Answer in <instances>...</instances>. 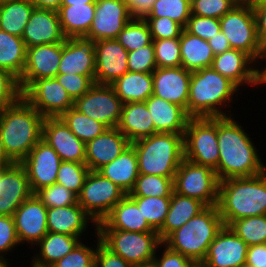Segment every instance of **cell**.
Returning a JSON list of instances; mask_svg holds the SVG:
<instances>
[{"mask_svg":"<svg viewBox=\"0 0 266 267\" xmlns=\"http://www.w3.org/2000/svg\"><path fill=\"white\" fill-rule=\"evenodd\" d=\"M219 161L215 170L219 181L252 177L266 171L258 149L234 117H217Z\"/></svg>","mask_w":266,"mask_h":267,"instance_id":"1","label":"cell"},{"mask_svg":"<svg viewBox=\"0 0 266 267\" xmlns=\"http://www.w3.org/2000/svg\"><path fill=\"white\" fill-rule=\"evenodd\" d=\"M44 120L22 96L0 110L4 151L14 163H20L42 139Z\"/></svg>","mask_w":266,"mask_h":267,"instance_id":"2","label":"cell"},{"mask_svg":"<svg viewBox=\"0 0 266 267\" xmlns=\"http://www.w3.org/2000/svg\"><path fill=\"white\" fill-rule=\"evenodd\" d=\"M217 207L223 224L266 214V171L220 181Z\"/></svg>","mask_w":266,"mask_h":267,"instance_id":"3","label":"cell"},{"mask_svg":"<svg viewBox=\"0 0 266 267\" xmlns=\"http://www.w3.org/2000/svg\"><path fill=\"white\" fill-rule=\"evenodd\" d=\"M239 90L234 82L212 67L194 71L189 83L187 114L191 118L231 116V111L227 115L223 110L230 106Z\"/></svg>","mask_w":266,"mask_h":267,"instance_id":"4","label":"cell"},{"mask_svg":"<svg viewBox=\"0 0 266 267\" xmlns=\"http://www.w3.org/2000/svg\"><path fill=\"white\" fill-rule=\"evenodd\" d=\"M223 226L217 205L206 206L187 223L173 231L163 244L200 265L210 244Z\"/></svg>","mask_w":266,"mask_h":267,"instance_id":"5","label":"cell"},{"mask_svg":"<svg viewBox=\"0 0 266 267\" xmlns=\"http://www.w3.org/2000/svg\"><path fill=\"white\" fill-rule=\"evenodd\" d=\"M131 145L137 154L139 174L174 178L184 160L182 134L155 133Z\"/></svg>","mask_w":266,"mask_h":267,"instance_id":"6","label":"cell"},{"mask_svg":"<svg viewBox=\"0 0 266 267\" xmlns=\"http://www.w3.org/2000/svg\"><path fill=\"white\" fill-rule=\"evenodd\" d=\"M97 233L108 249L134 267L151 265L158 248L163 247L158 232L97 229Z\"/></svg>","mask_w":266,"mask_h":267,"instance_id":"7","label":"cell"},{"mask_svg":"<svg viewBox=\"0 0 266 267\" xmlns=\"http://www.w3.org/2000/svg\"><path fill=\"white\" fill-rule=\"evenodd\" d=\"M219 20L221 31L228 39L231 49L244 51L259 63L263 45L257 36L256 19L251 1L241 0Z\"/></svg>","mask_w":266,"mask_h":267,"instance_id":"8","label":"cell"},{"mask_svg":"<svg viewBox=\"0 0 266 267\" xmlns=\"http://www.w3.org/2000/svg\"><path fill=\"white\" fill-rule=\"evenodd\" d=\"M183 138L184 159L215 171L219 161L217 117L190 118Z\"/></svg>","mask_w":266,"mask_h":267,"instance_id":"9","label":"cell"},{"mask_svg":"<svg viewBox=\"0 0 266 267\" xmlns=\"http://www.w3.org/2000/svg\"><path fill=\"white\" fill-rule=\"evenodd\" d=\"M219 183L213 169L184 159L175 174L173 188L176 193L197 199L205 206H215Z\"/></svg>","mask_w":266,"mask_h":267,"instance_id":"10","label":"cell"},{"mask_svg":"<svg viewBox=\"0 0 266 267\" xmlns=\"http://www.w3.org/2000/svg\"><path fill=\"white\" fill-rule=\"evenodd\" d=\"M127 194L98 171H90L78 194V204L98 224Z\"/></svg>","mask_w":266,"mask_h":267,"instance_id":"11","label":"cell"},{"mask_svg":"<svg viewBox=\"0 0 266 267\" xmlns=\"http://www.w3.org/2000/svg\"><path fill=\"white\" fill-rule=\"evenodd\" d=\"M123 103L111 85L94 84L84 95L74 101V108L107 128L117 127Z\"/></svg>","mask_w":266,"mask_h":267,"instance_id":"12","label":"cell"},{"mask_svg":"<svg viewBox=\"0 0 266 267\" xmlns=\"http://www.w3.org/2000/svg\"><path fill=\"white\" fill-rule=\"evenodd\" d=\"M22 97L43 117H60L74 101L55 77L34 81Z\"/></svg>","mask_w":266,"mask_h":267,"instance_id":"13","label":"cell"},{"mask_svg":"<svg viewBox=\"0 0 266 267\" xmlns=\"http://www.w3.org/2000/svg\"><path fill=\"white\" fill-rule=\"evenodd\" d=\"M61 162L57 152L43 139L31 149L20 164L26 171L33 194L56 183Z\"/></svg>","mask_w":266,"mask_h":267,"instance_id":"14","label":"cell"},{"mask_svg":"<svg viewBox=\"0 0 266 267\" xmlns=\"http://www.w3.org/2000/svg\"><path fill=\"white\" fill-rule=\"evenodd\" d=\"M95 7V18L84 36L95 42L116 39L133 18L125 0H96Z\"/></svg>","mask_w":266,"mask_h":267,"instance_id":"15","label":"cell"},{"mask_svg":"<svg viewBox=\"0 0 266 267\" xmlns=\"http://www.w3.org/2000/svg\"><path fill=\"white\" fill-rule=\"evenodd\" d=\"M61 55L62 42L27 48L24 71L18 79L21 92L23 93L38 79L55 77L59 69Z\"/></svg>","mask_w":266,"mask_h":267,"instance_id":"16","label":"cell"},{"mask_svg":"<svg viewBox=\"0 0 266 267\" xmlns=\"http://www.w3.org/2000/svg\"><path fill=\"white\" fill-rule=\"evenodd\" d=\"M248 245L229 226H223L210 244L203 267H245Z\"/></svg>","mask_w":266,"mask_h":267,"instance_id":"17","label":"cell"},{"mask_svg":"<svg viewBox=\"0 0 266 267\" xmlns=\"http://www.w3.org/2000/svg\"><path fill=\"white\" fill-rule=\"evenodd\" d=\"M32 195L26 171L20 163L0 164V215L13 216Z\"/></svg>","mask_w":266,"mask_h":267,"instance_id":"18","label":"cell"},{"mask_svg":"<svg viewBox=\"0 0 266 267\" xmlns=\"http://www.w3.org/2000/svg\"><path fill=\"white\" fill-rule=\"evenodd\" d=\"M13 219L20 244L27 242L35 247L48 233L47 208L35 194L17 208Z\"/></svg>","mask_w":266,"mask_h":267,"instance_id":"19","label":"cell"},{"mask_svg":"<svg viewBox=\"0 0 266 267\" xmlns=\"http://www.w3.org/2000/svg\"><path fill=\"white\" fill-rule=\"evenodd\" d=\"M128 51L116 40L95 42V83L112 84L128 72Z\"/></svg>","mask_w":266,"mask_h":267,"instance_id":"20","label":"cell"},{"mask_svg":"<svg viewBox=\"0 0 266 267\" xmlns=\"http://www.w3.org/2000/svg\"><path fill=\"white\" fill-rule=\"evenodd\" d=\"M42 139L57 152L61 161L85 163L86 144L72 133L60 117H45Z\"/></svg>","mask_w":266,"mask_h":267,"instance_id":"21","label":"cell"},{"mask_svg":"<svg viewBox=\"0 0 266 267\" xmlns=\"http://www.w3.org/2000/svg\"><path fill=\"white\" fill-rule=\"evenodd\" d=\"M57 74L95 76V41L86 37H70L62 42Z\"/></svg>","mask_w":266,"mask_h":267,"instance_id":"22","label":"cell"},{"mask_svg":"<svg viewBox=\"0 0 266 267\" xmlns=\"http://www.w3.org/2000/svg\"><path fill=\"white\" fill-rule=\"evenodd\" d=\"M191 73L182 66L156 68L153 72V94L183 107L187 112Z\"/></svg>","mask_w":266,"mask_h":267,"instance_id":"23","label":"cell"},{"mask_svg":"<svg viewBox=\"0 0 266 267\" xmlns=\"http://www.w3.org/2000/svg\"><path fill=\"white\" fill-rule=\"evenodd\" d=\"M26 48L64 42L58 13L51 9L34 8L21 37Z\"/></svg>","mask_w":266,"mask_h":267,"instance_id":"24","label":"cell"},{"mask_svg":"<svg viewBox=\"0 0 266 267\" xmlns=\"http://www.w3.org/2000/svg\"><path fill=\"white\" fill-rule=\"evenodd\" d=\"M257 62L247 53L238 49H230L216 55L212 62V68L222 76L230 79L239 88L244 84L258 86ZM255 66V67H254Z\"/></svg>","mask_w":266,"mask_h":267,"instance_id":"25","label":"cell"},{"mask_svg":"<svg viewBox=\"0 0 266 267\" xmlns=\"http://www.w3.org/2000/svg\"><path fill=\"white\" fill-rule=\"evenodd\" d=\"M131 145L127 137L117 128H107L95 139L86 143L85 164L90 171H98L112 162Z\"/></svg>","mask_w":266,"mask_h":267,"instance_id":"26","label":"cell"},{"mask_svg":"<svg viewBox=\"0 0 266 267\" xmlns=\"http://www.w3.org/2000/svg\"><path fill=\"white\" fill-rule=\"evenodd\" d=\"M46 220L47 230L52 233L82 237L90 222L97 232V223L78 203L47 208Z\"/></svg>","mask_w":266,"mask_h":267,"instance_id":"27","label":"cell"},{"mask_svg":"<svg viewBox=\"0 0 266 267\" xmlns=\"http://www.w3.org/2000/svg\"><path fill=\"white\" fill-rule=\"evenodd\" d=\"M145 103L154 122L155 133H174L184 136L191 117L183 107L154 95L150 96Z\"/></svg>","mask_w":266,"mask_h":267,"instance_id":"28","label":"cell"},{"mask_svg":"<svg viewBox=\"0 0 266 267\" xmlns=\"http://www.w3.org/2000/svg\"><path fill=\"white\" fill-rule=\"evenodd\" d=\"M97 229H116L135 232H157L146 221L137 204L126 195L97 224Z\"/></svg>","mask_w":266,"mask_h":267,"instance_id":"29","label":"cell"},{"mask_svg":"<svg viewBox=\"0 0 266 267\" xmlns=\"http://www.w3.org/2000/svg\"><path fill=\"white\" fill-rule=\"evenodd\" d=\"M117 128L131 143L155 134L154 122L145 102L123 104Z\"/></svg>","mask_w":266,"mask_h":267,"instance_id":"30","label":"cell"},{"mask_svg":"<svg viewBox=\"0 0 266 267\" xmlns=\"http://www.w3.org/2000/svg\"><path fill=\"white\" fill-rule=\"evenodd\" d=\"M98 172L129 194L139 176L138 159L134 147L130 145L112 162L101 167Z\"/></svg>","mask_w":266,"mask_h":267,"instance_id":"31","label":"cell"},{"mask_svg":"<svg viewBox=\"0 0 266 267\" xmlns=\"http://www.w3.org/2000/svg\"><path fill=\"white\" fill-rule=\"evenodd\" d=\"M205 207L199 200L183 196L173 190L167 216L157 231L161 241L163 242L173 231L179 229Z\"/></svg>","mask_w":266,"mask_h":267,"instance_id":"32","label":"cell"},{"mask_svg":"<svg viewBox=\"0 0 266 267\" xmlns=\"http://www.w3.org/2000/svg\"><path fill=\"white\" fill-rule=\"evenodd\" d=\"M81 240L78 236L48 232L36 244L40 249L38 254L32 256L31 263L41 267H50L71 252Z\"/></svg>","mask_w":266,"mask_h":267,"instance_id":"33","label":"cell"},{"mask_svg":"<svg viewBox=\"0 0 266 267\" xmlns=\"http://www.w3.org/2000/svg\"><path fill=\"white\" fill-rule=\"evenodd\" d=\"M181 66L190 72L211 67L215 57L208 41L190 34L185 28L180 35Z\"/></svg>","mask_w":266,"mask_h":267,"instance_id":"34","label":"cell"},{"mask_svg":"<svg viewBox=\"0 0 266 267\" xmlns=\"http://www.w3.org/2000/svg\"><path fill=\"white\" fill-rule=\"evenodd\" d=\"M110 85L123 104L145 102L153 94V75L128 71Z\"/></svg>","mask_w":266,"mask_h":267,"instance_id":"35","label":"cell"},{"mask_svg":"<svg viewBox=\"0 0 266 267\" xmlns=\"http://www.w3.org/2000/svg\"><path fill=\"white\" fill-rule=\"evenodd\" d=\"M95 8V4L61 6L57 13L64 35L84 37L95 18Z\"/></svg>","mask_w":266,"mask_h":267,"instance_id":"36","label":"cell"},{"mask_svg":"<svg viewBox=\"0 0 266 267\" xmlns=\"http://www.w3.org/2000/svg\"><path fill=\"white\" fill-rule=\"evenodd\" d=\"M34 8L29 0H0V29L22 37Z\"/></svg>","mask_w":266,"mask_h":267,"instance_id":"37","label":"cell"},{"mask_svg":"<svg viewBox=\"0 0 266 267\" xmlns=\"http://www.w3.org/2000/svg\"><path fill=\"white\" fill-rule=\"evenodd\" d=\"M26 49L21 37L0 29V69L7 70L19 79L24 71Z\"/></svg>","mask_w":266,"mask_h":267,"instance_id":"38","label":"cell"},{"mask_svg":"<svg viewBox=\"0 0 266 267\" xmlns=\"http://www.w3.org/2000/svg\"><path fill=\"white\" fill-rule=\"evenodd\" d=\"M60 118L72 133L85 144L95 139L107 129L104 124L78 112L74 107L65 111Z\"/></svg>","mask_w":266,"mask_h":267,"instance_id":"39","label":"cell"},{"mask_svg":"<svg viewBox=\"0 0 266 267\" xmlns=\"http://www.w3.org/2000/svg\"><path fill=\"white\" fill-rule=\"evenodd\" d=\"M174 178L139 174L129 197H171Z\"/></svg>","mask_w":266,"mask_h":267,"instance_id":"40","label":"cell"},{"mask_svg":"<svg viewBox=\"0 0 266 267\" xmlns=\"http://www.w3.org/2000/svg\"><path fill=\"white\" fill-rule=\"evenodd\" d=\"M228 226L248 246L266 243V214L238 219Z\"/></svg>","mask_w":266,"mask_h":267,"instance_id":"41","label":"cell"},{"mask_svg":"<svg viewBox=\"0 0 266 267\" xmlns=\"http://www.w3.org/2000/svg\"><path fill=\"white\" fill-rule=\"evenodd\" d=\"M191 15V0H155L143 18H170L183 28Z\"/></svg>","mask_w":266,"mask_h":267,"instance_id":"42","label":"cell"},{"mask_svg":"<svg viewBox=\"0 0 266 267\" xmlns=\"http://www.w3.org/2000/svg\"><path fill=\"white\" fill-rule=\"evenodd\" d=\"M116 40L132 52L152 42L149 26L144 18L133 17L123 28Z\"/></svg>","mask_w":266,"mask_h":267,"instance_id":"43","label":"cell"},{"mask_svg":"<svg viewBox=\"0 0 266 267\" xmlns=\"http://www.w3.org/2000/svg\"><path fill=\"white\" fill-rule=\"evenodd\" d=\"M141 209L148 224L158 231L167 216L171 197H130Z\"/></svg>","mask_w":266,"mask_h":267,"instance_id":"44","label":"cell"},{"mask_svg":"<svg viewBox=\"0 0 266 267\" xmlns=\"http://www.w3.org/2000/svg\"><path fill=\"white\" fill-rule=\"evenodd\" d=\"M89 172L90 169L85 163L62 161L56 183L63 185L78 196Z\"/></svg>","mask_w":266,"mask_h":267,"instance_id":"45","label":"cell"},{"mask_svg":"<svg viewBox=\"0 0 266 267\" xmlns=\"http://www.w3.org/2000/svg\"><path fill=\"white\" fill-rule=\"evenodd\" d=\"M157 68L181 66L180 38L152 40Z\"/></svg>","mask_w":266,"mask_h":267,"instance_id":"46","label":"cell"},{"mask_svg":"<svg viewBox=\"0 0 266 267\" xmlns=\"http://www.w3.org/2000/svg\"><path fill=\"white\" fill-rule=\"evenodd\" d=\"M35 195L46 208L64 207L78 203V196L58 183L38 190Z\"/></svg>","mask_w":266,"mask_h":267,"instance_id":"47","label":"cell"},{"mask_svg":"<svg viewBox=\"0 0 266 267\" xmlns=\"http://www.w3.org/2000/svg\"><path fill=\"white\" fill-rule=\"evenodd\" d=\"M241 0H191V14L220 19Z\"/></svg>","mask_w":266,"mask_h":267,"instance_id":"48","label":"cell"},{"mask_svg":"<svg viewBox=\"0 0 266 267\" xmlns=\"http://www.w3.org/2000/svg\"><path fill=\"white\" fill-rule=\"evenodd\" d=\"M96 251V246L89 247L81 241L71 252L50 267H95Z\"/></svg>","mask_w":266,"mask_h":267,"instance_id":"49","label":"cell"},{"mask_svg":"<svg viewBox=\"0 0 266 267\" xmlns=\"http://www.w3.org/2000/svg\"><path fill=\"white\" fill-rule=\"evenodd\" d=\"M128 71L152 73L156 68L155 49L153 42L128 53Z\"/></svg>","mask_w":266,"mask_h":267,"instance_id":"50","label":"cell"},{"mask_svg":"<svg viewBox=\"0 0 266 267\" xmlns=\"http://www.w3.org/2000/svg\"><path fill=\"white\" fill-rule=\"evenodd\" d=\"M55 78L73 101L84 95L95 84V76L57 74Z\"/></svg>","mask_w":266,"mask_h":267,"instance_id":"51","label":"cell"},{"mask_svg":"<svg viewBox=\"0 0 266 267\" xmlns=\"http://www.w3.org/2000/svg\"><path fill=\"white\" fill-rule=\"evenodd\" d=\"M185 29L190 34L208 41L211 37H214L216 33L221 31L220 20L191 14Z\"/></svg>","mask_w":266,"mask_h":267,"instance_id":"52","label":"cell"},{"mask_svg":"<svg viewBox=\"0 0 266 267\" xmlns=\"http://www.w3.org/2000/svg\"><path fill=\"white\" fill-rule=\"evenodd\" d=\"M147 22L152 40L180 38L184 29L170 18H144Z\"/></svg>","mask_w":266,"mask_h":267,"instance_id":"53","label":"cell"},{"mask_svg":"<svg viewBox=\"0 0 266 267\" xmlns=\"http://www.w3.org/2000/svg\"><path fill=\"white\" fill-rule=\"evenodd\" d=\"M21 96L18 79L7 70L0 69V110L12 105Z\"/></svg>","mask_w":266,"mask_h":267,"instance_id":"54","label":"cell"},{"mask_svg":"<svg viewBox=\"0 0 266 267\" xmlns=\"http://www.w3.org/2000/svg\"><path fill=\"white\" fill-rule=\"evenodd\" d=\"M17 245L19 246L20 242L16 234L13 216L0 215V255H8L7 253L12 252L11 250H14Z\"/></svg>","mask_w":266,"mask_h":267,"instance_id":"55","label":"cell"},{"mask_svg":"<svg viewBox=\"0 0 266 267\" xmlns=\"http://www.w3.org/2000/svg\"><path fill=\"white\" fill-rule=\"evenodd\" d=\"M97 237V251L95 256V267H134L121 256L113 253L108 249L100 239V236L95 232ZM97 235V236H96Z\"/></svg>","mask_w":266,"mask_h":267,"instance_id":"56","label":"cell"},{"mask_svg":"<svg viewBox=\"0 0 266 267\" xmlns=\"http://www.w3.org/2000/svg\"><path fill=\"white\" fill-rule=\"evenodd\" d=\"M163 246L164 250L162 255H155L152 260L153 267H196L198 265L193 260L183 256L181 253L170 250L164 244Z\"/></svg>","mask_w":266,"mask_h":267,"instance_id":"57","label":"cell"},{"mask_svg":"<svg viewBox=\"0 0 266 267\" xmlns=\"http://www.w3.org/2000/svg\"><path fill=\"white\" fill-rule=\"evenodd\" d=\"M245 267H266V243L248 247Z\"/></svg>","mask_w":266,"mask_h":267,"instance_id":"58","label":"cell"},{"mask_svg":"<svg viewBox=\"0 0 266 267\" xmlns=\"http://www.w3.org/2000/svg\"><path fill=\"white\" fill-rule=\"evenodd\" d=\"M255 19L257 36L262 45L266 43V5H252Z\"/></svg>","mask_w":266,"mask_h":267,"instance_id":"59","label":"cell"},{"mask_svg":"<svg viewBox=\"0 0 266 267\" xmlns=\"http://www.w3.org/2000/svg\"><path fill=\"white\" fill-rule=\"evenodd\" d=\"M155 0H127L129 11L133 17L143 18L153 6Z\"/></svg>","mask_w":266,"mask_h":267,"instance_id":"60","label":"cell"},{"mask_svg":"<svg viewBox=\"0 0 266 267\" xmlns=\"http://www.w3.org/2000/svg\"><path fill=\"white\" fill-rule=\"evenodd\" d=\"M208 43L215 56L231 49L230 43L222 31H219L214 37H211Z\"/></svg>","mask_w":266,"mask_h":267,"instance_id":"61","label":"cell"},{"mask_svg":"<svg viewBox=\"0 0 266 267\" xmlns=\"http://www.w3.org/2000/svg\"><path fill=\"white\" fill-rule=\"evenodd\" d=\"M35 8L51 9L57 11L61 7L62 0H29Z\"/></svg>","mask_w":266,"mask_h":267,"instance_id":"62","label":"cell"},{"mask_svg":"<svg viewBox=\"0 0 266 267\" xmlns=\"http://www.w3.org/2000/svg\"><path fill=\"white\" fill-rule=\"evenodd\" d=\"M96 0H62L61 6H74L84 4H95Z\"/></svg>","mask_w":266,"mask_h":267,"instance_id":"63","label":"cell"},{"mask_svg":"<svg viewBox=\"0 0 266 267\" xmlns=\"http://www.w3.org/2000/svg\"><path fill=\"white\" fill-rule=\"evenodd\" d=\"M265 58V59H264ZM262 59H264V61L266 60V55H262L260 62H262ZM266 62V61H265ZM266 65V64H265ZM265 85L266 84V66L263 68V66L260 68H258V82L257 85Z\"/></svg>","mask_w":266,"mask_h":267,"instance_id":"64","label":"cell"},{"mask_svg":"<svg viewBox=\"0 0 266 267\" xmlns=\"http://www.w3.org/2000/svg\"><path fill=\"white\" fill-rule=\"evenodd\" d=\"M14 163L5 153L3 142H2V135L0 131V164H12Z\"/></svg>","mask_w":266,"mask_h":267,"instance_id":"65","label":"cell"},{"mask_svg":"<svg viewBox=\"0 0 266 267\" xmlns=\"http://www.w3.org/2000/svg\"><path fill=\"white\" fill-rule=\"evenodd\" d=\"M5 256H1L0 255V267H9L10 266V262H8L9 260L4 258Z\"/></svg>","mask_w":266,"mask_h":267,"instance_id":"66","label":"cell"},{"mask_svg":"<svg viewBox=\"0 0 266 267\" xmlns=\"http://www.w3.org/2000/svg\"><path fill=\"white\" fill-rule=\"evenodd\" d=\"M252 5H266V0H250Z\"/></svg>","mask_w":266,"mask_h":267,"instance_id":"67","label":"cell"},{"mask_svg":"<svg viewBox=\"0 0 266 267\" xmlns=\"http://www.w3.org/2000/svg\"><path fill=\"white\" fill-rule=\"evenodd\" d=\"M262 55H266V43L263 45V53Z\"/></svg>","mask_w":266,"mask_h":267,"instance_id":"68","label":"cell"},{"mask_svg":"<svg viewBox=\"0 0 266 267\" xmlns=\"http://www.w3.org/2000/svg\"><path fill=\"white\" fill-rule=\"evenodd\" d=\"M32 266H30V267H41V266H38V265H35V264H31Z\"/></svg>","mask_w":266,"mask_h":267,"instance_id":"69","label":"cell"},{"mask_svg":"<svg viewBox=\"0 0 266 267\" xmlns=\"http://www.w3.org/2000/svg\"><path fill=\"white\" fill-rule=\"evenodd\" d=\"M138 267H153V266L151 264V265H147V266H138Z\"/></svg>","mask_w":266,"mask_h":267,"instance_id":"70","label":"cell"}]
</instances>
